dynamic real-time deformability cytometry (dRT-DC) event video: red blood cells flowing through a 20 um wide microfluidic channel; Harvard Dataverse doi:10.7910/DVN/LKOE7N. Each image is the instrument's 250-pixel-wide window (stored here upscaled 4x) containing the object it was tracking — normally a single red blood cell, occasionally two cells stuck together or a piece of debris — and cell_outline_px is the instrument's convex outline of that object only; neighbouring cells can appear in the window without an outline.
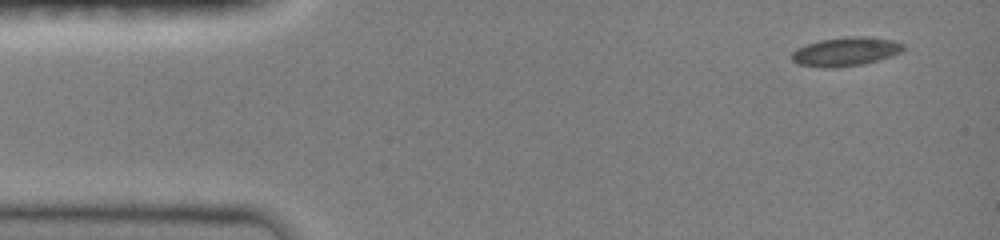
{"species": "common noctule bat (a hibernating species)", "species_latin": "Nyctalus noctula", "temperature_condition": "room temperature", "stored_images_in_passage": 7, "camera_frame_rate_fps": 3000, "um_per_image_px": 0.085, "animal": {"sex": "female", "body_mass_g": 19.0, "forearm_length_mm": 51.5}, "frame": {"image": 1, "passage_image": 1, "time_ms": 0.0, "image_size_px": [1000, 240], "cell_outline_px": [[904, 48], [900, 52], [892, 56], [864, 64], [836, 68], [824, 68], [796, 64], [792, 60], [792, 52], [796, 48], [820, 40], [848, 36], [864, 36], [892, 40], [904, 44]], "centroid_in_image_um": [71.86, 4.4], "position_along_channel_um": 13.1, "area_um2": 18.84}}
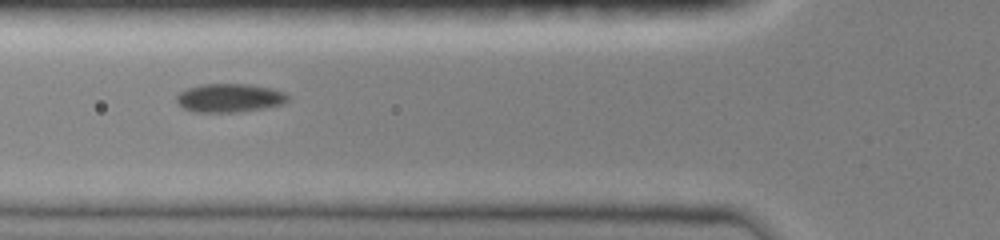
{"frame": {"image": 2, "passage_image": 5, "time_ms": 4.667, "image_size_px": [1000, 240], "cell_outline_px": [[288, 100], [284, 104], [236, 112], [192, 112], [184, 108], [176, 100], [176, 96], [180, 92], [188, 88], [200, 84], [248, 84], [272, 88], [284, 92], [288, 96]], "centroid_in_image_um": [19.5, 8.32], "position_along_channel_um": 106.3, "area_um2": 18.44}}
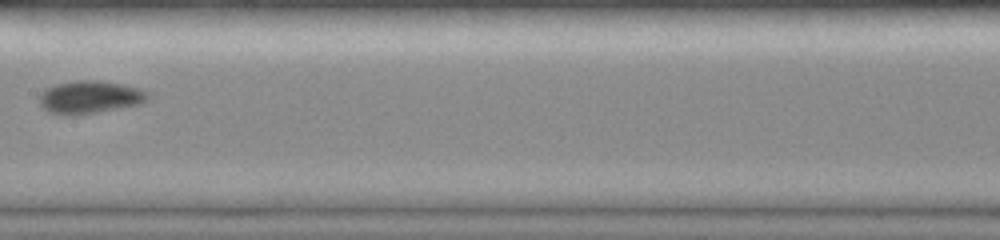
{"frame": {"image": 3, "passage_image": 7, "time_ms": 7.0, "image_size_px": [1000, 240], "cell_outline_px": [[148, 100], [140, 104], [96, 112], [68, 116], [64, 116], [48, 112], [40, 104], [40, 92], [44, 88], [56, 84], [76, 80], [100, 80], [140, 88], [148, 92]], "centroid_in_image_um": [7.6, 8.25], "position_along_channel_um": 199.8, "area_um2": 20.81}}